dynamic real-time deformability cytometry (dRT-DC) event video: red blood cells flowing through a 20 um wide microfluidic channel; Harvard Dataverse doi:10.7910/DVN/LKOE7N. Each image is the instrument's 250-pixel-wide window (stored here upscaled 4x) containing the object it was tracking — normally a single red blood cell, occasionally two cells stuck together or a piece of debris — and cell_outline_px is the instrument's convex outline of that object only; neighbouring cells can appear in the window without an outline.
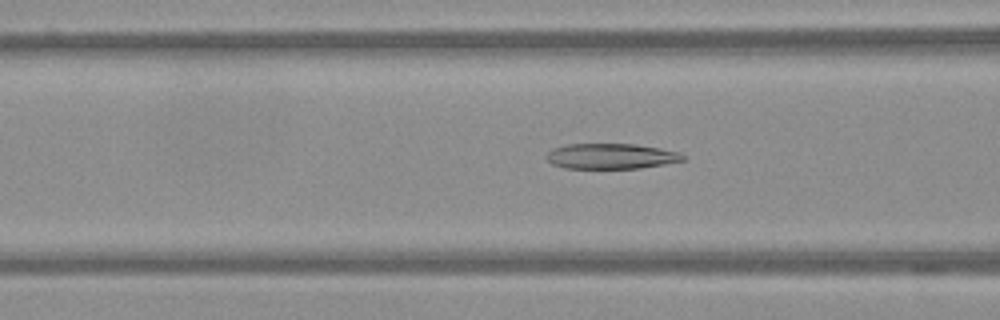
{"species": "Egyptian fruit bat (a non-hibernating species)", "species_latin": "Rousettus aegyptiacus", "temperature_condition": "warm", "stored_images_in_passage": 48, "camera_frame_rate_fps": 3000, "um_per_image_px": 0.085, "frame": {"image": 1, "passage_image": 14, "time_ms": 4.333, "image_size_px": [1000, 320], "cell_outline_px": [[684, 160], [664, 164], [640, 168], [564, 168], [552, 164], [544, 156], [552, 148], [568, 144], [636, 144], [660, 148], [680, 152], [684, 156]], "centroid_in_image_um": [51.92, 13.27], "position_along_channel_um": 114.7, "area_um2": 20.23}}
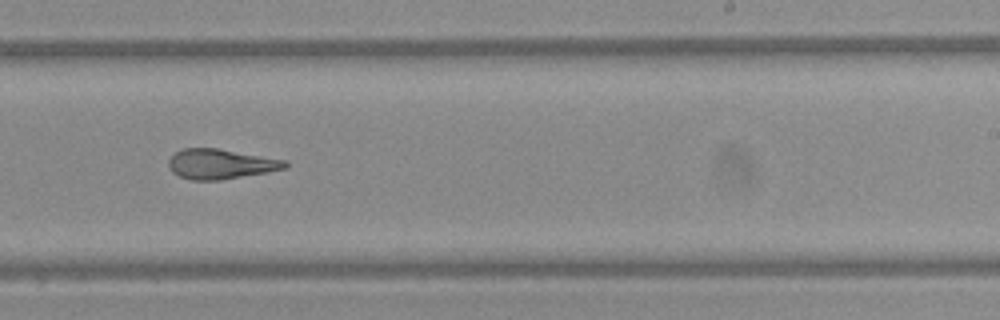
{"frame": {"image": 2, "passage_image": 27, "time_ms": 8.667, "image_size_px": [1000, 320], "cell_outline_px": [[288, 168], [268, 172], [220, 180], [192, 180], [180, 176], [172, 172], [168, 168], [168, 160], [176, 152], [184, 148], [216, 148], [288, 160]], "centroid_in_image_um": [18.78, 13.94], "position_along_channel_um": 270.2, "area_um2": 20.4}}
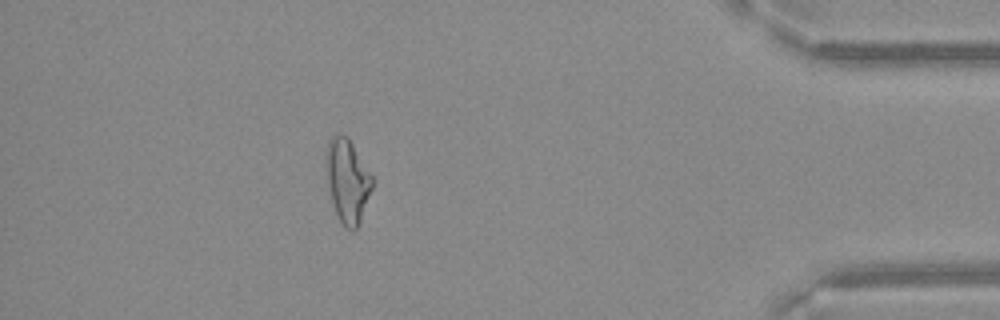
{"frame": {"image": 3, "passage_image": 42, "time_ms": 13.667, "image_size_px": [1000, 320], "cell_outline_px": [[376, 180], [360, 220], [356, 228], [352, 232], [344, 228], [336, 212], [328, 188], [328, 140], [336, 132], [348, 136]], "centroid_in_image_um": [29.59, 15.35], "position_along_channel_um": 405.6, "area_um2": 22.37}}